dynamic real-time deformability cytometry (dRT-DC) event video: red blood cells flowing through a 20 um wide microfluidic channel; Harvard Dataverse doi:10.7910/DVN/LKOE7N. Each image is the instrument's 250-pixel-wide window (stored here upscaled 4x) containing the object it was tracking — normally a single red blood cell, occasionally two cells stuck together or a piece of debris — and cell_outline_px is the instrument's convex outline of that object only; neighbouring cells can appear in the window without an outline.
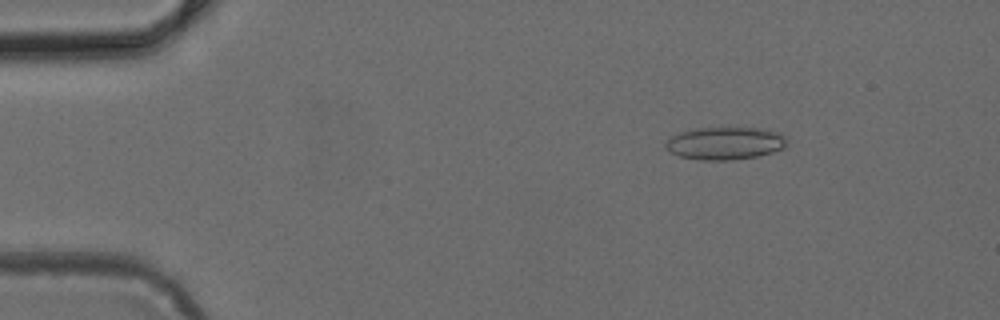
{"species": "common noctule bat (a hibernating species)", "species_latin": "Nyctalus noctula", "temperature_condition": "cold", "stored_images_in_passage": 49, "camera_frame_rate_fps": 3000, "um_per_image_px": 0.085, "animal": {"sex": "female", "body_mass_g": 24.6, "forearm_length_mm": 56.2}, "frame": {"image": 1, "passage_image": 7, "time_ms": 2.0, "image_size_px": [1000, 320], "cell_outline_px": [[788, 144], [784, 148], [772, 152], [756, 156], [732, 160], [700, 160], [680, 156], [664, 148], [664, 144], [672, 136], [680, 132], [692, 128], [768, 128], [780, 132], [788, 140]], "centroid_in_image_um": [61.67, 12.17], "position_along_channel_um": 23.3, "area_um2": 23.29}}
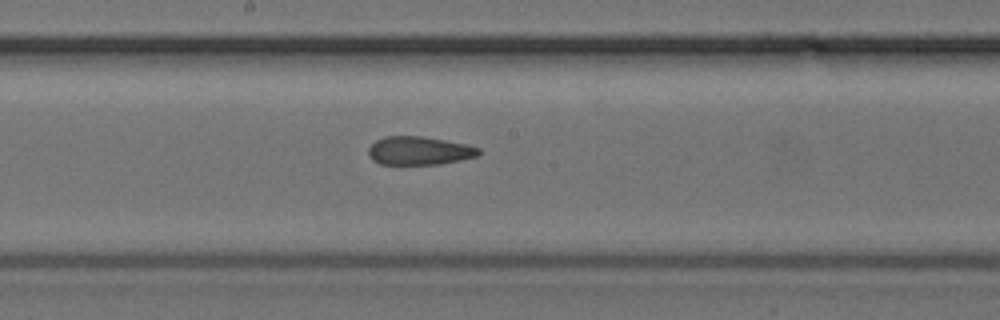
{"frame": {"image": 2, "passage_image": 26, "time_ms": 8.333, "image_size_px": [1000, 320], "cell_outline_px": [[480, 152], [476, 156], [460, 160], [440, 164], [380, 164], [372, 160], [368, 156], [368, 148], [376, 140], [384, 136], [420, 136], [468, 144], [480, 148]], "centroid_in_image_um": [35.61, 12.81], "position_along_channel_um": 212.6, "area_um2": 18.26}}
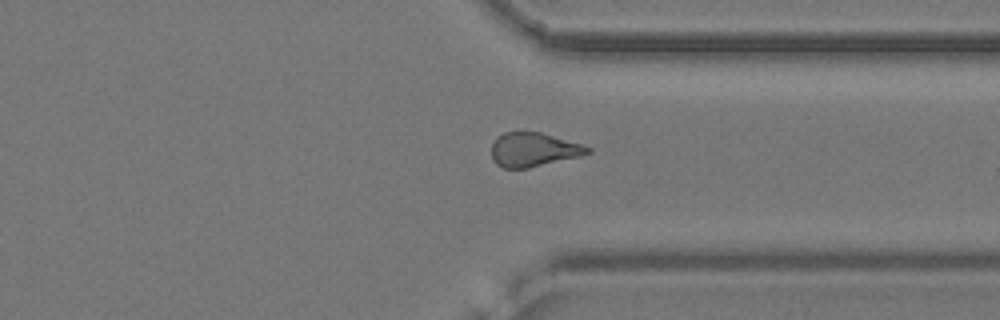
{"frame": {"image": 3, "passage_image": 37, "time_ms": 12.0, "image_size_px": [1000, 320], "cell_outline_px": [[592, 152], [580, 156], [528, 168], [504, 168], [496, 164], [492, 160], [492, 144], [496, 136], [504, 132], [540, 132], [584, 144], [592, 148]], "centroid_in_image_um": [45.36, 12.71], "position_along_channel_um": 366.0, "area_um2": 19.19}}